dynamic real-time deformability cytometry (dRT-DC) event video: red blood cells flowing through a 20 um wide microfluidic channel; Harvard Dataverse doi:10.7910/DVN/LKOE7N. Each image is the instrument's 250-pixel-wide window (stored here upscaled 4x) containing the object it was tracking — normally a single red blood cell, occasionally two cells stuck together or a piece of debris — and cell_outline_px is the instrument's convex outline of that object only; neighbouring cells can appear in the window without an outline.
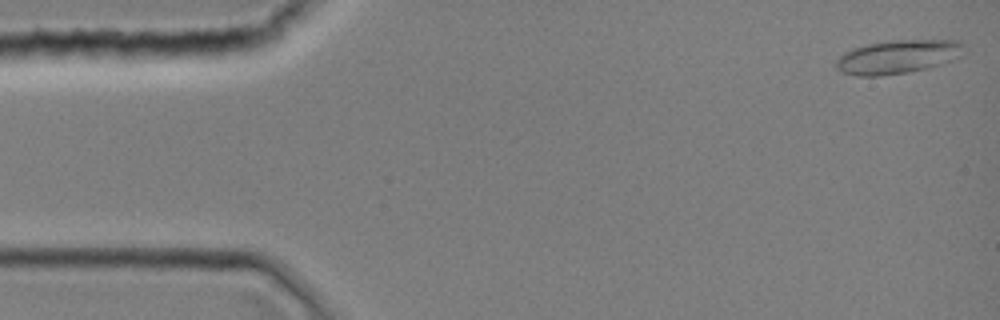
{"species": "common noctule bat (a hibernating species)", "species_latin": "Nyctalus noctula", "temperature_condition": "room temperature", "stored_images_in_passage": 8, "camera_frame_rate_fps": 3000, "um_per_image_px": 0.085, "animal": {"sex": "female", "body_mass_g": 19.0, "forearm_length_mm": 51.5}, "frame": {"image": 1, "passage_image": 1, "time_ms": 0.0, "image_size_px": [1000, 320], "cell_outline_px": [[968, 52], [944, 64], [928, 68], [908, 72], [880, 76], [856, 76], [844, 72], [836, 68], [836, 60], [844, 52], [852, 48], [868, 44], [892, 40], [960, 40], [964, 44]], "centroid_in_image_um": [76.38, 4.82], "position_along_channel_um": 8.6, "area_um2": 25.43}}